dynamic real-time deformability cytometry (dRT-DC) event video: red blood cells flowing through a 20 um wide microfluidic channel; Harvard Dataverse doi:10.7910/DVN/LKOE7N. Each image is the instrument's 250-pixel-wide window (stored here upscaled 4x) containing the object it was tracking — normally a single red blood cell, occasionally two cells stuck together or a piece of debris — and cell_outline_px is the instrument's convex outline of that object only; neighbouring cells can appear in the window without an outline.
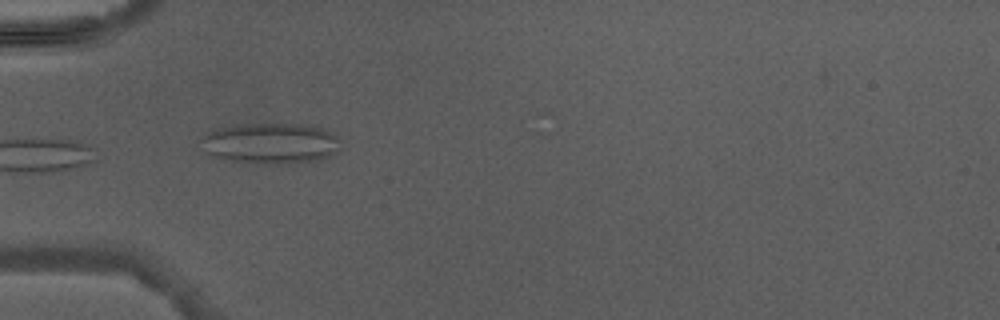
{"species": "Egyptian fruit bat (a non-hibernating species)", "species_latin": "Rousettus aegyptiacus", "temperature_condition": "warm", "stored_images_in_passage": 4, "camera_frame_rate_fps": 3000, "um_per_image_px": 0.085, "animal": {"sex": "male"}, "frame": {"image": 1, "passage_image": 3, "time_ms": 2.667, "image_size_px": [1000, 320], "cell_outline_px": [[336, 148], [328, 156], [320, 160], [288, 164], [264, 164], [228, 160], [212, 156], [208, 152], [204, 136], [208, 132], [232, 124], [316, 124], [324, 128], [336, 136]], "centroid_in_image_um": [23.04, 12.17], "position_along_channel_um": 62.0, "area_um2": 32.77}}